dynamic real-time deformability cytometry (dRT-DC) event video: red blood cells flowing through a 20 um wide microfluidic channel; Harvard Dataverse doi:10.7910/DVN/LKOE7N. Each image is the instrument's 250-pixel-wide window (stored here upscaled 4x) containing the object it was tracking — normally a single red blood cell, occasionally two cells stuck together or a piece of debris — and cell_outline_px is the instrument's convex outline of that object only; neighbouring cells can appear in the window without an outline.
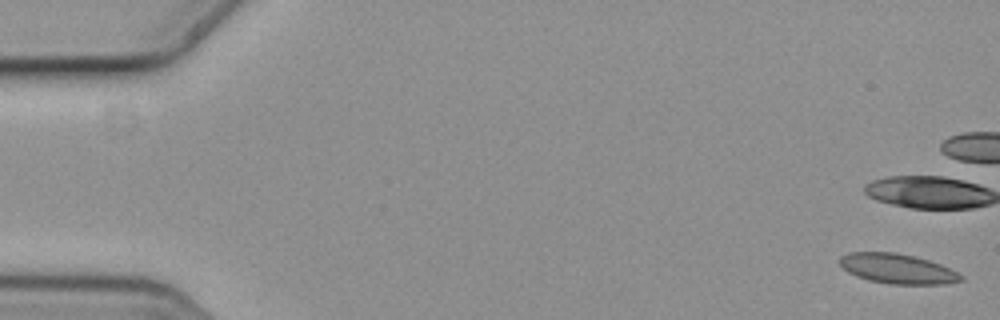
{"species": "common noctule bat (a hibernating species)", "species_latin": "Nyctalus noctula", "temperature_condition": "cold", "stored_images_in_passage": 6, "camera_frame_rate_fps": 3000, "um_per_image_px": 0.085, "animal": {"sex": "female", "body_mass_g": 19.3, "forearm_length_mm": 54.1}, "frame": {"image": 1, "passage_image": 1, "time_ms": 0.0, "image_size_px": [1000, 320], "cell_outline_px": [[964, 280], [944, 284], [892, 284], [868, 280], [856, 276], [848, 272], [840, 264], [840, 256], [848, 252], [896, 252], [928, 260], [940, 264], [964, 276]], "centroid_in_image_um": [76.27, 22.84], "position_along_channel_um": 8.7, "area_um2": 20.98}}